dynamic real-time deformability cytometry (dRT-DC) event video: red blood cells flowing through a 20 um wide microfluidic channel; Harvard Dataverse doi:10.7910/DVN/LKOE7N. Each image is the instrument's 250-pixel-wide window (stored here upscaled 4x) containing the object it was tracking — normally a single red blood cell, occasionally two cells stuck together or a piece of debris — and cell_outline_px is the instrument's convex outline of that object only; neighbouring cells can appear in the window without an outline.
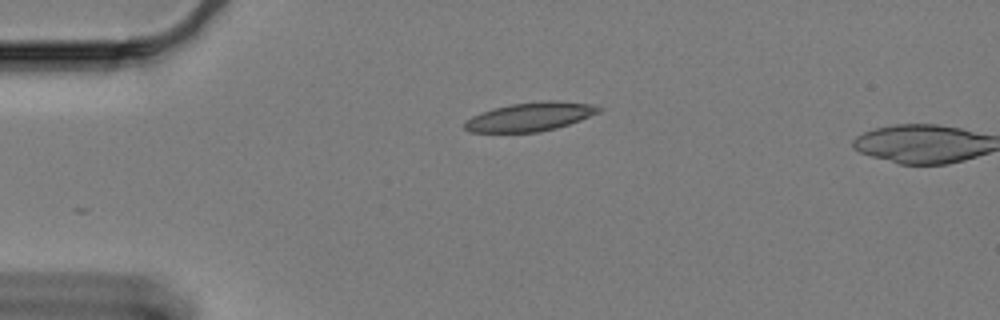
{"species": "Egyptian fruit bat (a non-hibernating species)", "species_latin": "Rousettus aegyptiacus", "temperature_condition": "cold", "stored_images_in_passage": 4, "camera_frame_rate_fps": 3000, "um_per_image_px": 0.085, "animal": {"sex": "female"}, "frame": {"image": 1, "passage_image": 2, "time_ms": 0.333, "image_size_px": [1000, 320], "cell_outline_px": [[604, 108], [600, 112], [580, 120], [556, 128], [540, 132], [468, 132], [464, 128], [464, 120], [472, 116], [492, 108], [508, 104], [544, 100], [556, 100], [596, 104]], "centroid_in_image_um": [45.08, 9.9], "position_along_channel_um": 39.9, "area_um2": 22.83}}